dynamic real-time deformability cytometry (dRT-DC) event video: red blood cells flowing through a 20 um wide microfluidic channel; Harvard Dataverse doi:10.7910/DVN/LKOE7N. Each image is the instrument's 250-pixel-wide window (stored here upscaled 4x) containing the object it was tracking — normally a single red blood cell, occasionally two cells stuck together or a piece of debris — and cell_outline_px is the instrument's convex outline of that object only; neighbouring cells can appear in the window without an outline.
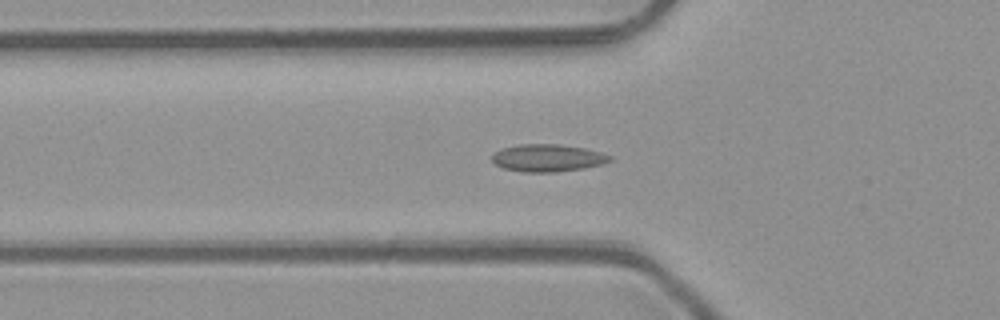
{"species": "common noctule bat (a hibernating species)", "species_latin": "Nyctalus noctula", "temperature_condition": "room temperature", "stored_images_in_passage": 39, "camera_frame_rate_fps": 3000, "um_per_image_px": 0.085, "animal": {"sex": "male", "body_mass_g": 23.1, "forearm_length_mm": 52.7}, "frame": {"image": 1, "passage_image": 5, "time_ms": 1.333, "image_size_px": [1000, 320], "cell_outline_px": [[612, 160], [604, 164], [584, 168], [552, 172], [524, 172], [504, 168], [496, 164], [492, 160], [492, 156], [496, 152], [504, 148], [520, 144], [560, 144], [584, 148], [600, 152], [612, 156]], "centroid_in_image_um": [46.59, 13.42], "position_along_channel_um": 79.2, "area_um2": 18.67}}
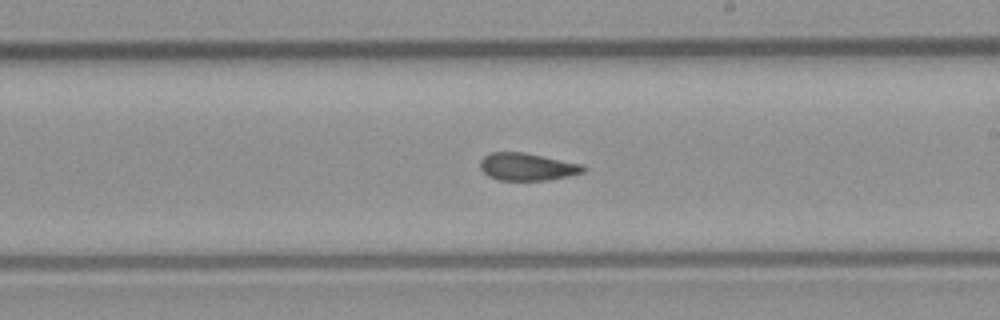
{"frame": {"image": 2, "passage_image": 17, "time_ms": 5.333, "image_size_px": [1000, 320], "cell_outline_px": [[588, 168], [584, 172], [568, 176], [548, 180], [500, 180], [488, 176], [480, 168], [480, 160], [488, 152], [524, 152], [584, 164]], "centroid_in_image_um": [44.83, 14.17], "position_along_channel_um": 244.2, "area_um2": 16.7}}
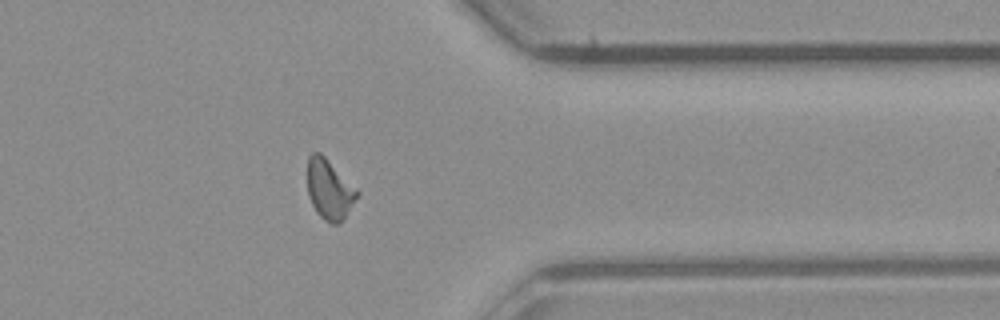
{"frame": {"image": 3, "passage_image": 28, "time_ms": 9.0, "image_size_px": [1000, 320], "cell_outline_px": [[360, 192], [340, 224], [332, 224], [324, 220], [316, 212], [308, 196], [308, 156], [312, 152], [320, 152]], "centroid_in_image_um": [27.98, 16.11], "position_along_channel_um": 383.4, "area_um2": 17.17}, "authors_computed_cell_mechanics": {"area_um2": 16.8776, "velocity_mm_per_s": 4.0905, "shape_relaxation_time_tau1_ms": null, "shape_relaxation_time_tau2_ms": 2.6335, "deformation_change_tau1": null, "deformation_change_tau2": 0.0705}}